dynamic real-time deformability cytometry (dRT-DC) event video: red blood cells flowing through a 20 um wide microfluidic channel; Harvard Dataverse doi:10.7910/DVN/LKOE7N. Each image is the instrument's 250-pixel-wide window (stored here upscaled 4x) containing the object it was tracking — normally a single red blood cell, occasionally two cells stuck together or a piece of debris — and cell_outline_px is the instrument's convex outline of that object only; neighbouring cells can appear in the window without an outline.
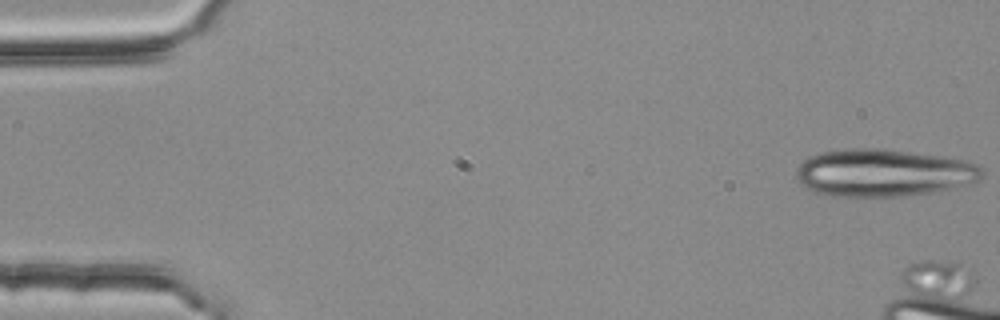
{"species": "common noctule bat (a hibernating species)", "species_latin": "Nyctalus noctula", "temperature_condition": "room temperature", "stored_images_in_passage": 5, "camera_frame_rate_fps": 3000, "um_per_image_px": 0.085, "animal": {"sex": "female", "body_mass_g": 25.1}, "frame": {"image": 1, "passage_image": 1, "time_ms": 0.0, "image_size_px": [1000, 320], "cell_outline_px": [[984, 172], [980, 180], [952, 188], [908, 196], [828, 196], [804, 188], [800, 184], [796, 176], [796, 168], [804, 160], [820, 152], [852, 148], [872, 148], [908, 152], [968, 160], [980, 164]], "centroid_in_image_um": [75.09, 14.7], "position_along_channel_um": 9.9, "area_um2": 51.38}}